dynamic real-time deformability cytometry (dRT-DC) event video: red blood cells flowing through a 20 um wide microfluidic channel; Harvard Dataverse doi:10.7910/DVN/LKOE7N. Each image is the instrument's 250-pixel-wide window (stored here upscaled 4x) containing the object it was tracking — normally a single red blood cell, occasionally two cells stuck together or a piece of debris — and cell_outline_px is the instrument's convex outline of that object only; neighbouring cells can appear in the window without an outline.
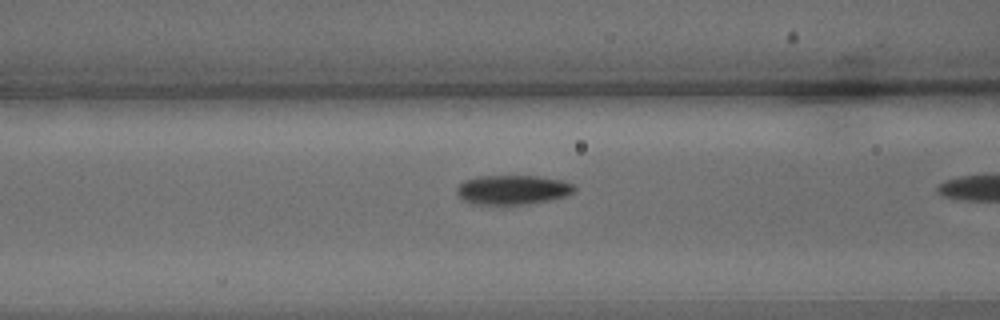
{"species": "common noctule bat (a hibernating species)", "species_latin": "Nyctalus noctula", "temperature_condition": "warm", "stored_images_in_passage": 7, "camera_frame_rate_fps": 3000, "um_per_image_px": 0.085, "animal": {"sex": "male", "body_mass_g": 15.6}, "frame": {"image": 1, "passage_image": 6, "time_ms": 1.667, "image_size_px": [1000, 320], "cell_outline_px": [[576, 188], [568, 196], [552, 200], [524, 204], [472, 204], [464, 200], [456, 192], [456, 188], [464, 180], [480, 176], [536, 176], [564, 180], [576, 184]], "centroid_in_image_um": [43.62, 16.13], "position_along_channel_um": 123.0, "area_um2": 20.29}}